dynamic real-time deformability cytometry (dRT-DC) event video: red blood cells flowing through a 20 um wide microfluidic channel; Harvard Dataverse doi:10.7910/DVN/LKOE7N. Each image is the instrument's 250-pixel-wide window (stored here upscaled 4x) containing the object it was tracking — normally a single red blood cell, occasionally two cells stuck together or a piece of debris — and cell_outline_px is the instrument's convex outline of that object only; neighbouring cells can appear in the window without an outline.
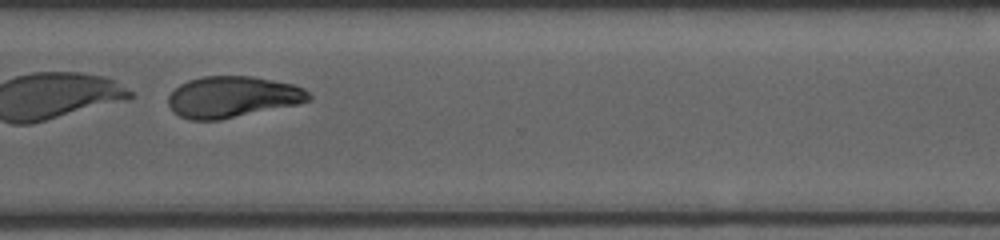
{"species": "human", "species_latin": "Homo sapiens", "temperature_condition": "cold", "stored_images_in_passage": 36, "segment_of_instrument_passage": [2, 2], "camera_frame_rate_fps": 3000, "um_per_image_px": 0.085, "donor": {"sex": "male"}, "frame": {"image": 1, "passage_image": 32, "time_ms": 10.333, "image_size_px": [1000, 240], "cell_outline_px": [[312, 100], [296, 104], [220, 120], [192, 120], [180, 116], [172, 112], [168, 104], [168, 96], [180, 84], [188, 80], [204, 76], [252, 76], [292, 84], [304, 88], [312, 96]], "centroid_in_image_um": [19.75, 8.24], "position_along_channel_um": 350.9, "area_um2": 33.7}}